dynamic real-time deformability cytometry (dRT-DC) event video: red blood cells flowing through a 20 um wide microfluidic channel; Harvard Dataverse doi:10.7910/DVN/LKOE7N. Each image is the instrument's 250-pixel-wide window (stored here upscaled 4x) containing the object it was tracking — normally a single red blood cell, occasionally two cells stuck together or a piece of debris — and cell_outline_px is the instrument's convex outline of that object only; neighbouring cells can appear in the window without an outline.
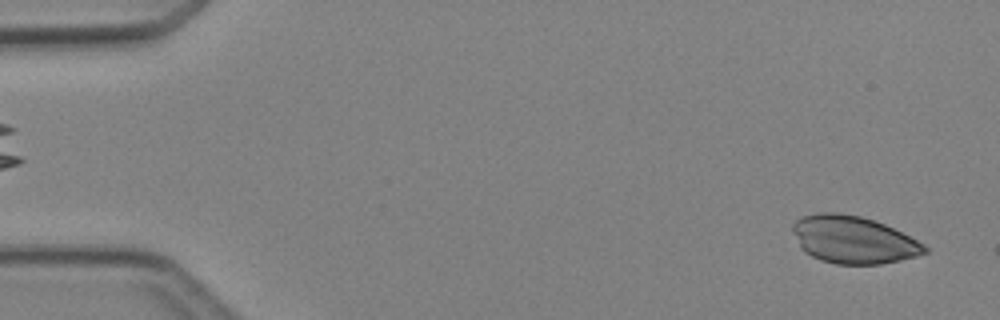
{"species": "Egyptian fruit bat (a non-hibernating species)", "species_latin": "Rousettus aegyptiacus", "temperature_condition": "cold", "stored_images_in_passage": 5, "camera_frame_rate_fps": 3000, "um_per_image_px": 0.085, "animal": {"sex": "female"}, "frame": {"image": 1, "passage_image": 5, "time_ms": 4.667, "image_size_px": [1000, 320], "cell_outline_px": [[928, 252], [916, 256], [900, 260], [880, 264], [836, 264], [820, 260], [804, 252], [800, 248], [792, 228], [792, 224], [800, 216], [820, 212], [836, 212], [860, 216], [884, 224], [924, 244], [928, 248]], "centroid_in_image_um": [72.49, 20.37], "position_along_channel_um": 12.5, "area_um2": 36.36}}